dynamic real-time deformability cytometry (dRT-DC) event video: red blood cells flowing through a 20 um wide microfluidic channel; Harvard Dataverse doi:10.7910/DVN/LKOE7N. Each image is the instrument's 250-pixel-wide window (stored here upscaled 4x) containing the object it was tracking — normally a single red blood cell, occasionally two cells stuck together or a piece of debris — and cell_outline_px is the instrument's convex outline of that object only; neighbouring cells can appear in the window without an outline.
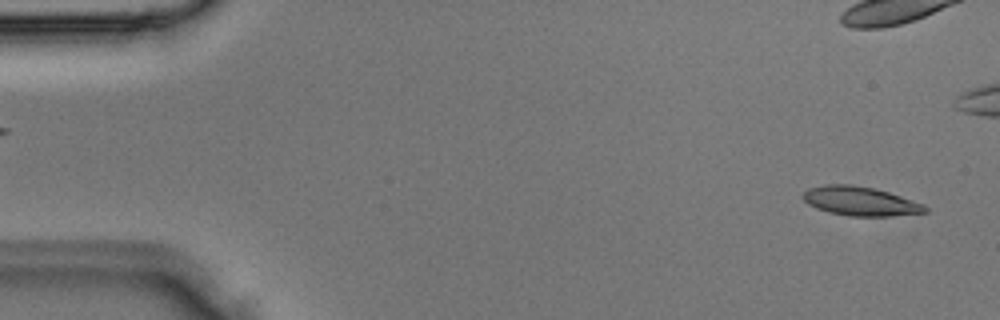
{"species": "Egyptian fruit bat (a non-hibernating species)", "species_latin": "Rousettus aegyptiacus", "temperature_condition": "room temperature", "stored_images_in_passage": 2, "segment_of_instrument_passage": [2, 2], "camera_frame_rate_fps": 3000, "um_per_image_px": 0.085, "animal": {"sex": "male"}, "frame": {"image": 1, "passage_image": 2, "time_ms": 0.333, "image_size_px": [1000, 320], "cell_outline_px": [[928, 212], [892, 216], [848, 216], [828, 212], [816, 208], [808, 204], [800, 196], [808, 188], [828, 184], [852, 184], [872, 188], [888, 192], [924, 204], [928, 208]], "centroid_in_image_um": [73.1, 17.1], "position_along_channel_um": 11.9, "area_um2": 20.75}}